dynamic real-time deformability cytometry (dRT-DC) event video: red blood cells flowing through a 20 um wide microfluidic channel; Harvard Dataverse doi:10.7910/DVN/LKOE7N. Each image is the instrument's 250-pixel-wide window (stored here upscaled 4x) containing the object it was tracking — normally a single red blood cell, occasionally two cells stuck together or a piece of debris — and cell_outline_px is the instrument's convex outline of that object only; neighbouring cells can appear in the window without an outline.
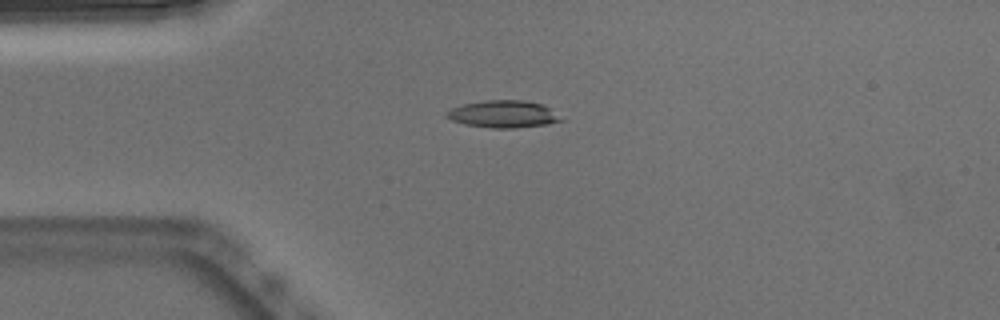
{"species": "Egyptian fruit bat (a non-hibernating species)", "species_latin": "Rousettus aegyptiacus", "temperature_condition": "warm", "stored_images_in_passage": 40, "camera_frame_rate_fps": 3000, "um_per_image_px": 0.085, "animal": {"sex": "male"}, "frame": {"image": 1, "passage_image": 1, "time_ms": 0.0, "image_size_px": [1000, 320], "cell_outline_px": [[564, 120], [548, 124], [516, 128], [492, 128], [464, 124], [452, 120], [444, 116], [444, 112], [452, 108], [464, 104], [484, 100], [524, 100], [540, 104], [548, 108]], "centroid_in_image_um": [42.73, 9.7], "position_along_channel_um": 42.3, "area_um2": 18.03}}
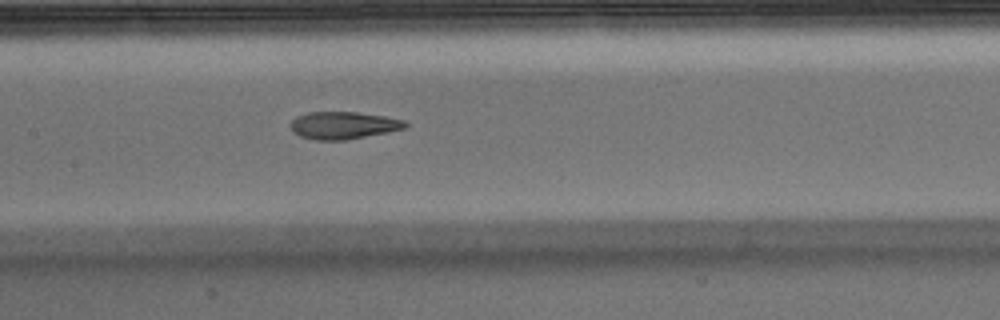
{"frame": {"image": 2, "passage_image": 13, "time_ms": 4.0, "image_size_px": [1000, 320], "cell_outline_px": [[408, 124], [404, 128], [388, 132], [344, 140], [316, 140], [300, 136], [292, 132], [288, 124], [296, 116], [308, 112], [356, 112], [384, 116], [404, 120]], "centroid_in_image_um": [29.13, 10.65], "position_along_channel_um": 178.3, "area_um2": 18.32}}
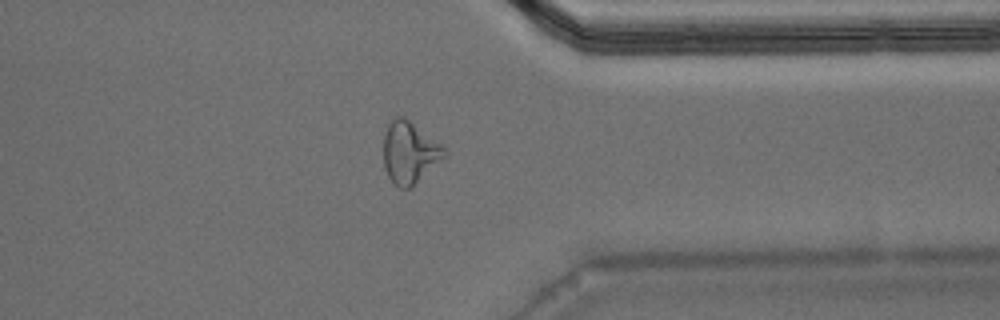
{"frame": {"image": 3, "passage_image": 29, "time_ms": 9.333, "image_size_px": [1000, 320], "cell_outline_px": [[448, 156], [408, 188], [400, 188], [392, 184], [384, 168], [384, 136], [388, 124], [392, 116], [404, 116], [440, 144], [448, 152]], "centroid_in_image_um": [34.8, 12.95], "position_along_channel_um": 376.6, "area_um2": 21.85}, "authors_computed_cell_mechanics": {"area_um2": 19.3052, "velocity_mm_per_s": 3.8532, "shape_relaxation_time_tau1_ms": null, "shape_relaxation_time_tau2_ms": 2.7238, "deformation_change_tau1": null, "deformation_change_tau2": 0.1199}}